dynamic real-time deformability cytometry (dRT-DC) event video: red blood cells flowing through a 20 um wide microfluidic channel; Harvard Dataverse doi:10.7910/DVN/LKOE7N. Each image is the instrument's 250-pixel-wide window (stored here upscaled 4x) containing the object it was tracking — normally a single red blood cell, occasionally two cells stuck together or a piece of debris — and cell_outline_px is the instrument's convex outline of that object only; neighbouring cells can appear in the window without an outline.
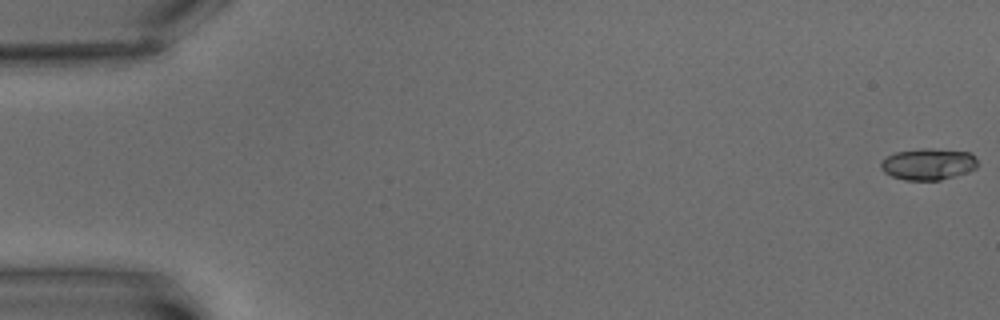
{"species": "common noctule bat (a hibernating species)", "species_latin": "Nyctalus noctula", "temperature_condition": "warm", "stored_images_in_passage": 8, "camera_frame_rate_fps": 3000, "um_per_image_px": 0.085, "animal": {"sex": "male", "body_mass_g": 15.6}, "frame": {"image": 1, "passage_image": 1, "time_ms": 0.0, "image_size_px": [1000, 320], "cell_outline_px": [[976, 168], [968, 172], [940, 180], [904, 180], [892, 176], [884, 172], [880, 168], [880, 164], [888, 156], [896, 152], [920, 148], [932, 148], [972, 152], [976, 156]], "centroid_in_image_um": [78.92, 13.94], "position_along_channel_um": 6.1, "area_um2": 17.86}}
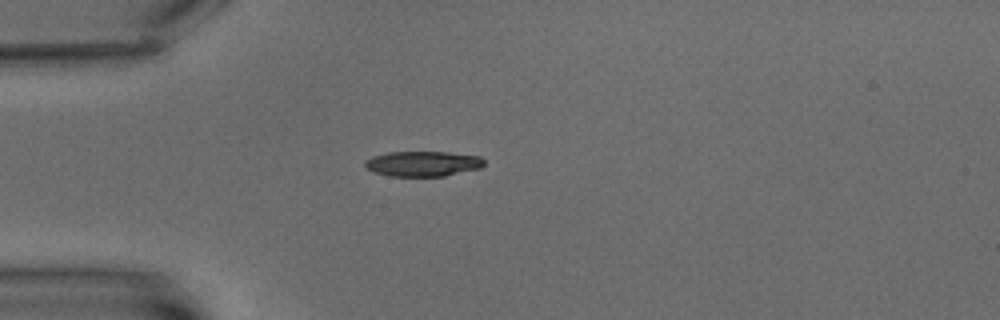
{"frame": {"image": 2, "passage_image": 5, "time_ms": 6.0, "image_size_px": [1000, 320], "cell_outline_px": [[484, 164], [480, 168], [444, 176], [388, 176], [376, 172], [368, 168], [364, 164], [364, 160], [372, 156], [388, 152], [448, 152], [480, 156], [484, 160]], "centroid_in_image_um": [35.94, 13.91], "position_along_channel_um": 49.1, "area_um2": 17.46}}
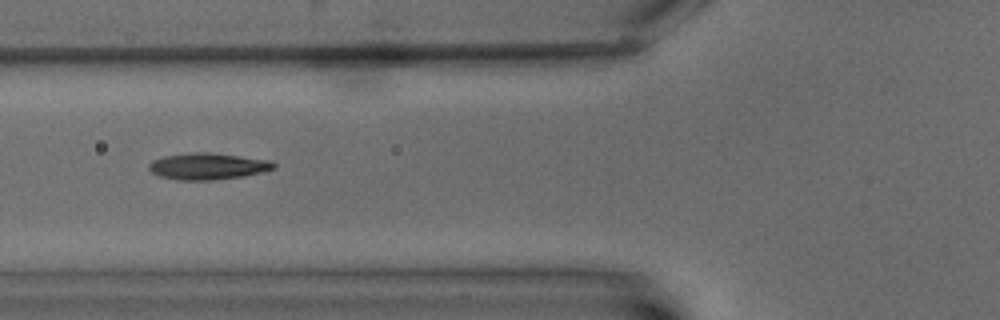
{"frame": {"image": 3, "passage_image": 7, "time_ms": 8.333, "image_size_px": [1000, 320], "cell_outline_px": [[276, 168], [244, 176], [212, 180], [180, 180], [160, 176], [152, 172], [148, 168], [148, 164], [152, 160], [164, 156], [196, 152], [208, 152], [272, 160], [276, 164]], "centroid_in_image_um": [17.67, 14.13], "position_along_channel_um": 108.1, "area_um2": 19.25}}